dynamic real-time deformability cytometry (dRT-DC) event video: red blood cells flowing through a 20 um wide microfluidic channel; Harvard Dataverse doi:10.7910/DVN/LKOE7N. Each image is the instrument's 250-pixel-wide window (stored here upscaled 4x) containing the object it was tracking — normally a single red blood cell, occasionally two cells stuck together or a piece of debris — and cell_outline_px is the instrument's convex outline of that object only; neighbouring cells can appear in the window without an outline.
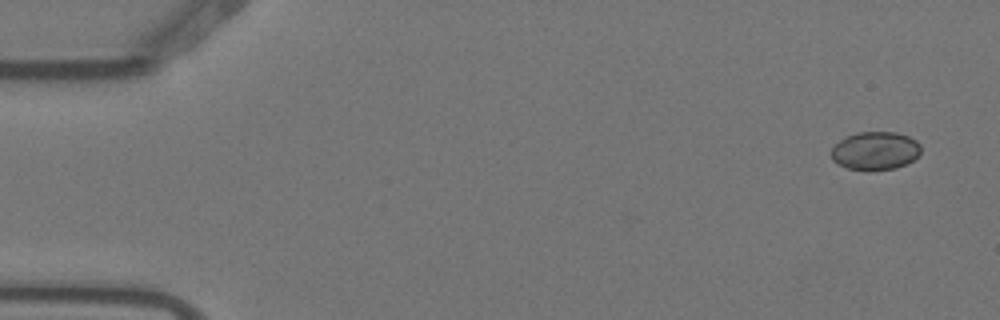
{"species": "Egyptian fruit bat (a non-hibernating species)", "species_latin": "Rousettus aegyptiacus", "temperature_condition": "warm", "stored_images_in_passage": 5, "camera_frame_rate_fps": 3000, "um_per_image_px": 0.085, "animal": {"sex": "female"}, "frame": {"image": 1, "passage_image": 1, "time_ms": 0.0, "image_size_px": [1000, 320], "cell_outline_px": [[920, 152], [908, 164], [896, 168], [868, 172], [848, 168], [836, 164], [832, 160], [832, 148], [844, 136], [856, 132], [896, 132], [908, 136], [916, 140], [920, 144]], "centroid_in_image_um": [74.38, 12.83], "position_along_channel_um": 10.6, "area_um2": 20.35}}
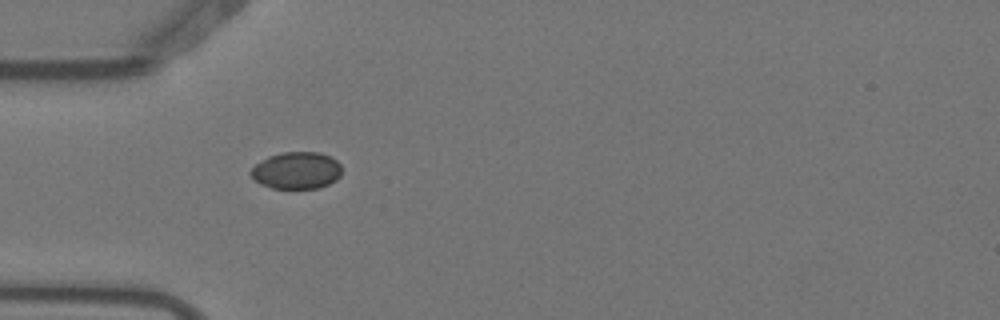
{"frame": {"image": 2, "passage_image": 4, "time_ms": 1.0, "image_size_px": [1000, 320], "cell_outline_px": [[340, 176], [336, 180], [320, 188], [272, 188], [260, 184], [252, 180], [248, 172], [256, 164], [268, 156], [280, 152], [320, 152], [336, 160], [340, 164]], "centroid_in_image_um": [25.16, 14.49], "position_along_channel_um": 59.8, "area_um2": 19.77}}
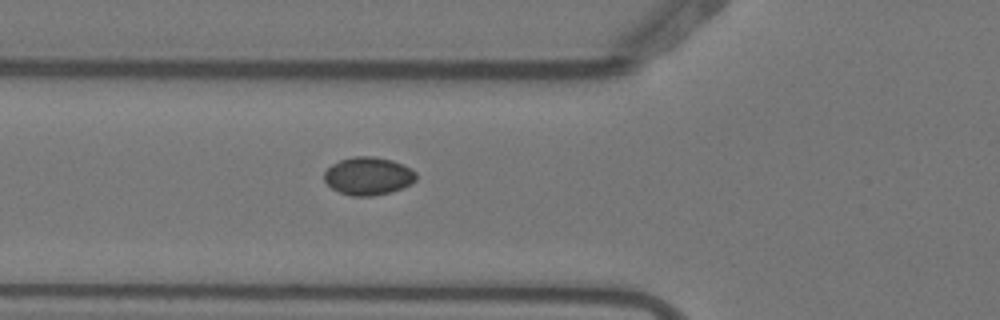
{"frame": {"image": 3, "passage_image": 5, "time_ms": 1.333, "image_size_px": [1000, 320], "cell_outline_px": [[416, 180], [412, 184], [392, 192], [372, 196], [352, 196], [340, 192], [332, 188], [324, 180], [324, 172], [332, 164], [340, 160], [352, 156], [376, 156], [392, 160], [416, 172]], "centroid_in_image_um": [31.3, 14.96], "position_along_channel_um": 94.5, "area_um2": 20.35}}